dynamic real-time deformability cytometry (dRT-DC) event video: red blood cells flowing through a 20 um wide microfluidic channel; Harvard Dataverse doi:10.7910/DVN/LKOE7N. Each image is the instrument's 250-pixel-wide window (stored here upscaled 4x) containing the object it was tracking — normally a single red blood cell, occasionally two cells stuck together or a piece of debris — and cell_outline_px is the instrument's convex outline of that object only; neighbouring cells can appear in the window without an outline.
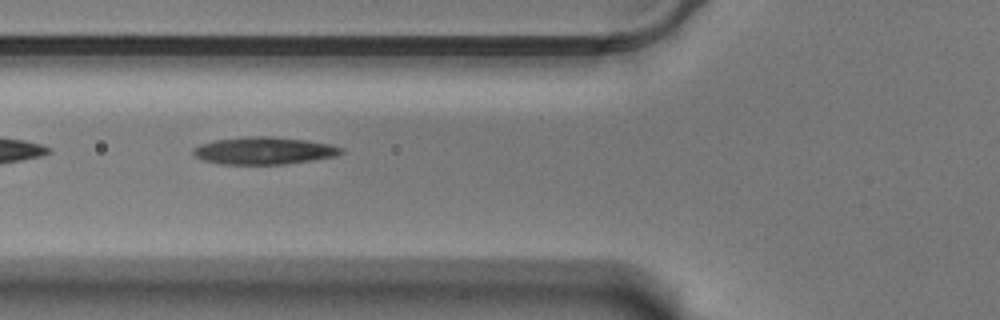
{"species": "Egyptian fruit bat (a non-hibernating species)", "species_latin": "Rousettus aegyptiacus", "temperature_condition": "warm", "stored_images_in_passage": 38, "camera_frame_rate_fps": 3000, "um_per_image_px": 0.085, "animal": {"sex": "male"}, "frame": {"image": 1, "passage_image": 5, "time_ms": 1.333, "image_size_px": [1000, 320], "cell_outline_px": [[344, 152], [336, 156], [312, 160], [284, 164], [224, 164], [204, 160], [196, 156], [192, 152], [192, 148], [200, 144], [216, 140], [244, 136], [268, 136], [308, 140], [328, 144], [344, 148]], "centroid_in_image_um": [22.45, 12.8], "position_along_channel_um": 103.4, "area_um2": 23.52}}
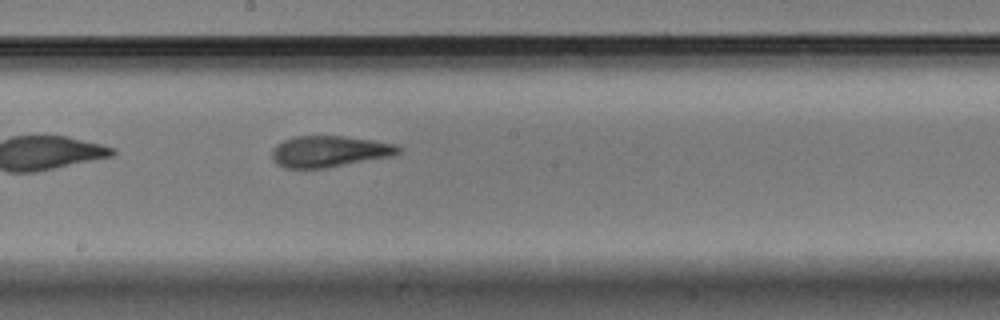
{"frame": {"image": 2, "passage_image": 15, "time_ms": 4.667, "image_size_px": [1000, 320], "cell_outline_px": [[404, 148], [400, 152], [392, 156], [324, 168], [284, 168], [276, 164], [272, 156], [272, 148], [276, 144], [284, 140], [296, 136], [344, 136], [372, 140], [396, 144]], "centroid_in_image_um": [28.0, 12.87], "position_along_channel_um": 220.2, "area_um2": 23.06}}
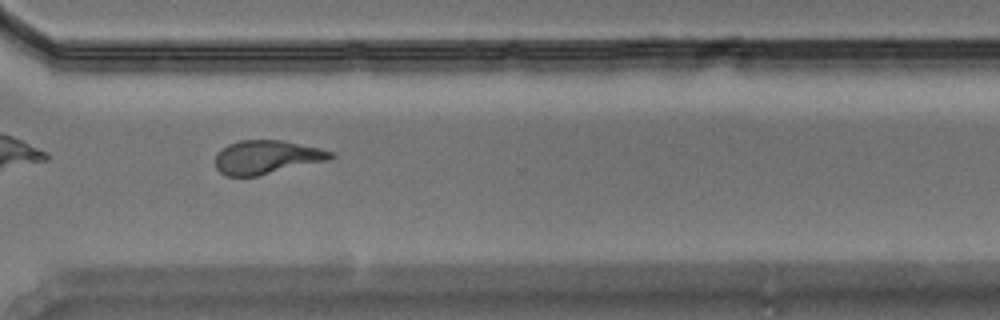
{"frame": {"image": 3, "passage_image": 26, "time_ms": 8.333, "image_size_px": [1000, 320], "cell_outline_px": [[336, 156], [332, 160], [256, 176], [224, 176], [216, 168], [216, 152], [228, 144], [240, 140], [280, 140], [320, 148], [336, 152]], "centroid_in_image_um": [22.71, 13.36], "position_along_channel_um": 347.9, "area_um2": 22.89}, "authors_computed_cell_mechanics": {"area_um2": 23.1489, "velocity_mm_per_s": 3.4841, "shape_relaxation_time_tau1_ms": 6.2547, "shape_relaxation_time_tau2_ms": 2.4001, "deformation_change_tau1": 0.2303, "deformation_change_tau2": 0.1168}}